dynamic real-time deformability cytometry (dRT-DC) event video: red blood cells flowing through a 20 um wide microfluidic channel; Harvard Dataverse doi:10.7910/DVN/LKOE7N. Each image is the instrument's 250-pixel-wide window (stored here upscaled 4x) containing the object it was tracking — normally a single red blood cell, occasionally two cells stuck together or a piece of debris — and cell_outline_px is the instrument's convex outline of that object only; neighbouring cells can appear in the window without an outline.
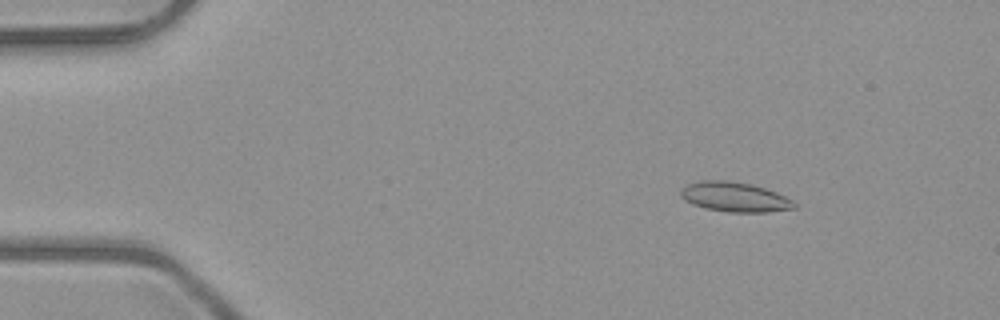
{"species": "common noctule bat (a hibernating species)", "species_latin": "Nyctalus noctula", "temperature_condition": "room temperature", "stored_images_in_passage": 49, "camera_frame_rate_fps": 3000, "um_per_image_px": 0.085, "animal": {"sex": "male", "body_mass_g": 23.1, "forearm_length_mm": 52.7}, "frame": {"image": 1, "passage_image": 5, "time_ms": 1.333, "image_size_px": [1000, 320], "cell_outline_px": [[796, 208], [768, 212], [728, 212], [704, 208], [692, 204], [684, 200], [680, 196], [680, 188], [688, 184], [700, 180], [728, 180], [752, 184], [776, 192], [792, 200], [796, 204]], "centroid_in_image_um": [62.41, 16.74], "position_along_channel_um": 22.6, "area_um2": 19.83}}
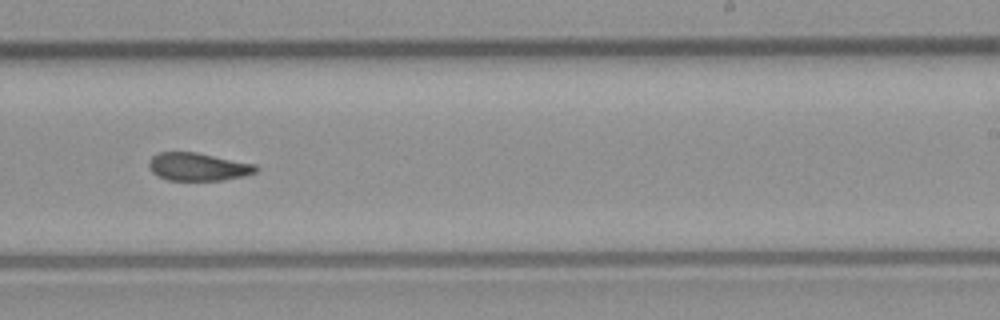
{"frame": {"image": 2, "passage_image": 30, "time_ms": 9.667, "image_size_px": [1000, 320], "cell_outline_px": [[260, 168], [256, 172], [244, 176], [224, 180], [168, 180], [156, 176], [152, 172], [148, 164], [148, 160], [152, 156], [160, 152], [196, 152], [256, 164]], "centroid_in_image_um": [16.83, 14.18], "position_along_channel_um": 272.2, "area_um2": 17.57}}
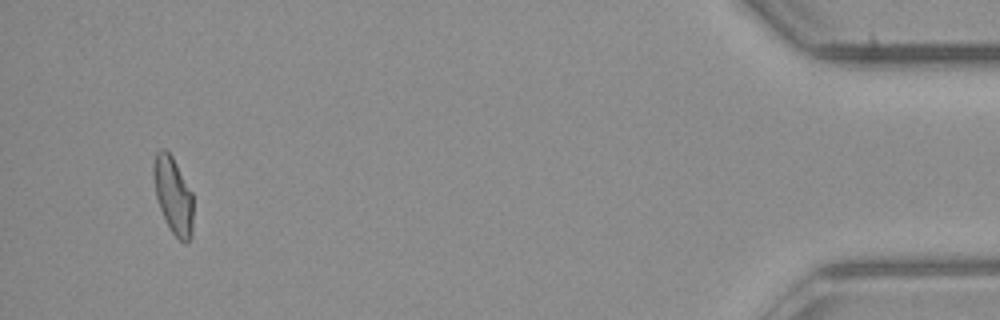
{"frame": {"image": 3, "passage_image": 47, "time_ms": 15.333, "image_size_px": [1000, 320], "cell_outline_px": [[192, 236], [188, 244], [184, 244], [172, 232], [160, 208], [156, 196], [152, 172], [152, 164], [156, 152], [160, 148], [164, 148], [172, 156], [192, 192]], "centroid_in_image_um": [14.71, 16.59], "position_along_channel_um": 420.5, "area_um2": 17.74}, "authors_computed_cell_mechanics": {"area_um2": 18.3804, "velocity_mm_per_s": 4.0279, "shape_relaxation_time_tau1_ms": 9.3685, "shape_relaxation_time_tau2_ms": 3.2875, "deformation_change_tau1": 0.1957, "deformation_change_tau2": 0.0974}}